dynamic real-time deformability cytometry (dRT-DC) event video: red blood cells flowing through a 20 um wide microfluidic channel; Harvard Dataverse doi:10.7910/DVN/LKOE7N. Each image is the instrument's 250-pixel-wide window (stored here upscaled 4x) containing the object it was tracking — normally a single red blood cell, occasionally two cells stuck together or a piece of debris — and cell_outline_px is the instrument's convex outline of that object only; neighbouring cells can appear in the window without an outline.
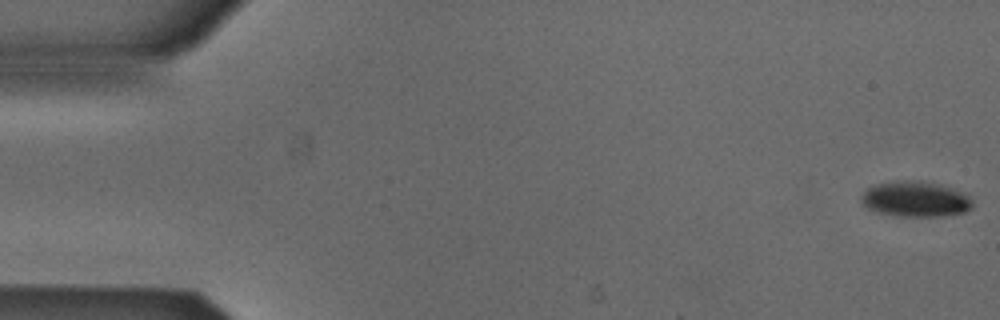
{"species": "Egyptian fruit bat (a non-hibernating species)", "species_latin": "Rousettus aegyptiacus", "temperature_condition": "cold", "stored_images_in_passage": 54, "camera_frame_rate_fps": 3000, "um_per_image_px": 0.085, "animal": {"sex": "male"}, "frame": {"image": 1, "passage_image": 1, "time_ms": 0.0, "image_size_px": [1000, 320], "cell_outline_px": [[972, 208], [964, 212], [944, 216], [896, 216], [876, 212], [868, 208], [860, 200], [860, 196], [872, 184], [900, 180], [924, 180], [952, 188], [968, 196], [972, 200]], "centroid_in_image_um": [77.78, 16.91], "position_along_channel_um": 7.2, "area_um2": 23.18}}
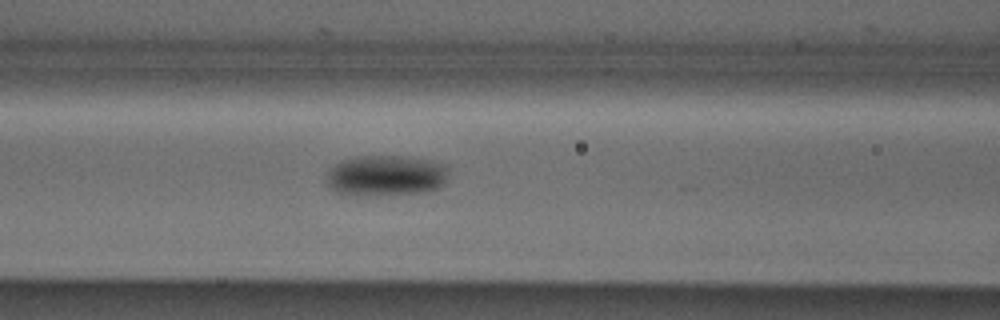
{"frame": {"image": 2, "passage_image": 22, "time_ms": 7.0, "image_size_px": [1000, 320], "cell_outline_px": [[448, 172], [444, 184], [440, 188], [428, 192], [356, 196], [336, 192], [328, 188], [324, 184], [328, 168], [340, 160], [356, 156], [400, 156], [428, 160], [448, 164]], "centroid_in_image_um": [32.75, 14.93], "position_along_channel_um": 133.9, "area_um2": 29.77}}
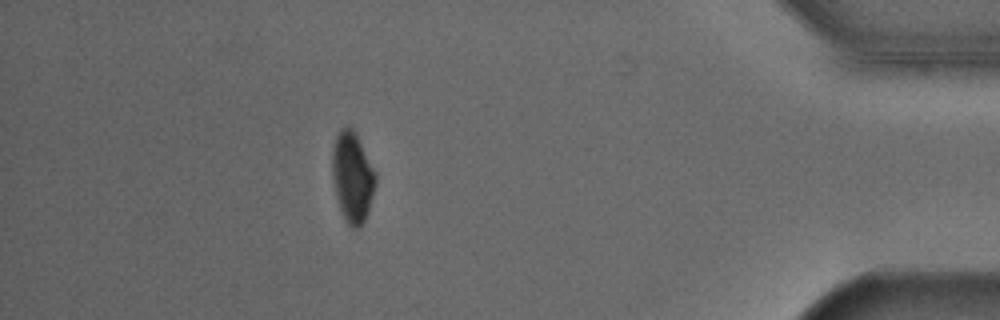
{"frame": {"image": 3, "passage_image": 47, "time_ms": 15.333, "image_size_px": [1000, 320], "cell_outline_px": [[376, 184], [368, 212], [360, 228], [352, 228], [344, 220], [336, 196], [332, 176], [332, 148], [336, 136], [340, 128], [348, 124], [352, 128], [376, 172]], "centroid_in_image_um": [29.95, 15.05], "position_along_channel_um": 405.3, "area_um2": 22.83}, "authors_computed_cell_mechanics": {"area_um2": 24.7962, "velocity_mm_per_s": 3.8748, "shape_relaxation_time_tau1_ms": 3.6634, "shape_relaxation_time_tau2_ms": null, "deformation_change_tau1": 0.0753, "deformation_change_tau2": null}}